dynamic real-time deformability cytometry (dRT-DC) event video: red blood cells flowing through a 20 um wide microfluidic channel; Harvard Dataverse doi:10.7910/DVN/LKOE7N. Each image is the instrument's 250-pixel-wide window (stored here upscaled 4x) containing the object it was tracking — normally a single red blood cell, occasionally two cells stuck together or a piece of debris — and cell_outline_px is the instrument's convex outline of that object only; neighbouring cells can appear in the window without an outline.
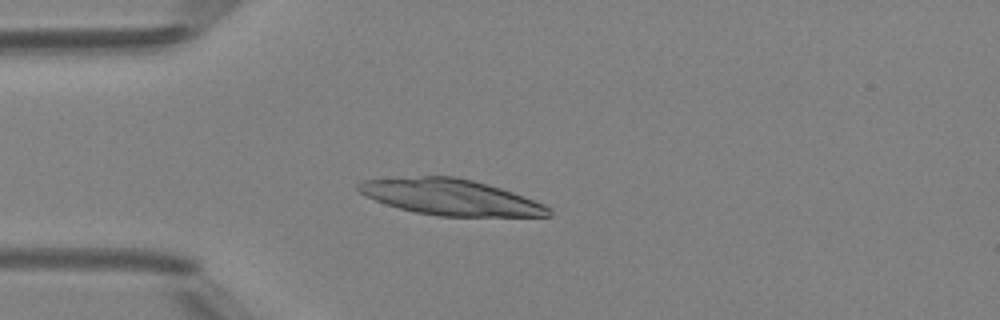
{"species": "Egyptian fruit bat (a non-hibernating species)", "species_latin": "Rousettus aegyptiacus", "temperature_condition": "room temperature", "stored_images_in_passage": 49, "camera_frame_rate_fps": 3000, "um_per_image_px": 0.085, "animal": {"sex": "female"}, "frame": {"image": 1, "passage_image": 13, "time_ms": 4.0, "image_size_px": [1000, 320], "cell_outline_px": [[552, 216], [436, 216], [416, 212], [400, 208], [364, 196], [356, 188], [356, 184], [360, 180], [420, 176], [452, 176], [472, 180], [488, 184], [524, 196], [544, 204], [552, 208]], "centroid_in_image_um": [38.29, 16.75], "position_along_channel_um": 46.7, "area_um2": 39.77}}